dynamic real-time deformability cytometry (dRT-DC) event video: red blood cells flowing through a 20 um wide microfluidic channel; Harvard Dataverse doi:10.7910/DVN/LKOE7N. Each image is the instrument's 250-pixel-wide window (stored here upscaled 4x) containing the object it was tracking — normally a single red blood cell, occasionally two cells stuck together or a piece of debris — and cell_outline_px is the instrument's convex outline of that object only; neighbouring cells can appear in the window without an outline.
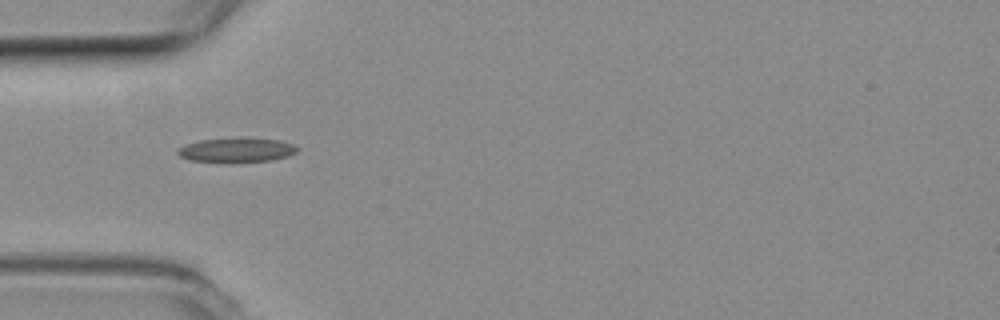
{"species": "common noctule bat (a hibernating species)", "species_latin": "Nyctalus noctula", "temperature_condition": "room temperature", "stored_images_in_passage": 4, "camera_frame_rate_fps": 3000, "um_per_image_px": 0.085, "animal": {"sex": "female", "body_mass_g": 19.3, "forearm_length_mm": 54.1}, "frame": {"image": 1, "passage_image": 1, "time_ms": 0.0, "image_size_px": [1000, 320], "cell_outline_px": [[300, 148], [296, 152], [288, 156], [272, 160], [192, 160], [180, 156], [176, 152], [180, 148], [188, 144], [200, 140], [248, 136], [280, 140], [292, 144]], "centroid_in_image_um": [20.2, 12.69], "position_along_channel_um": 64.8, "area_um2": 16.53}}
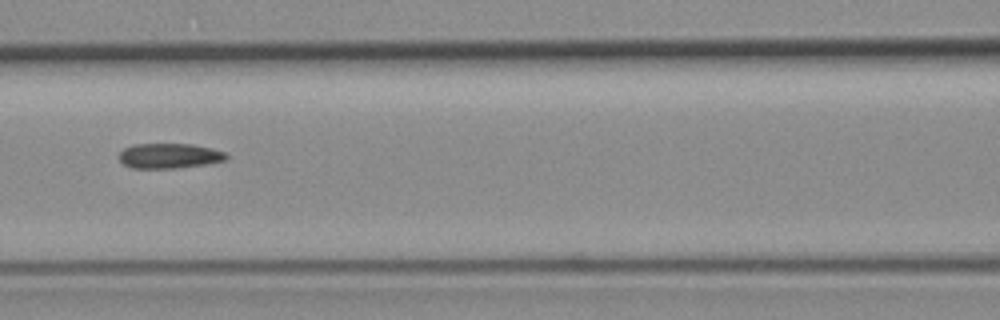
{"frame": {"image": 2, "passage_image": 3, "time_ms": 0.667, "image_size_px": [1000, 320], "cell_outline_px": [[228, 156], [224, 160], [208, 164], [176, 168], [132, 168], [124, 164], [120, 160], [120, 152], [124, 148], [132, 144], [192, 144], [212, 148], [224, 152]], "centroid_in_image_um": [14.39, 13.24], "position_along_channel_um": 152.2, "area_um2": 15.61}}
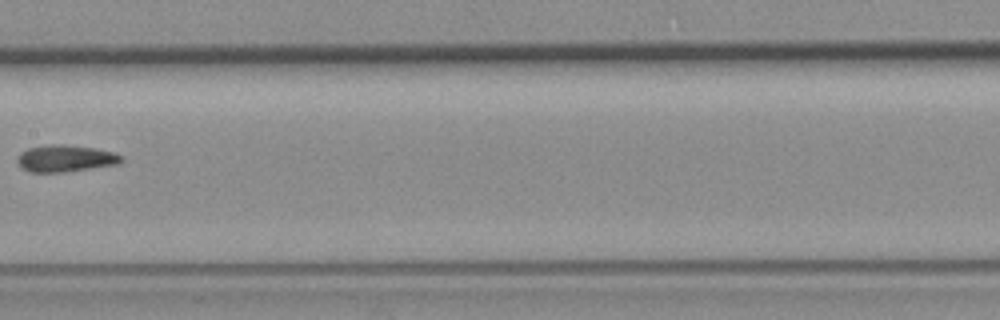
{"frame": {"image": 3, "passage_image": 4, "time_ms": 1.0, "image_size_px": [1000, 320], "cell_outline_px": [[124, 160], [120, 164], [64, 172], [32, 172], [24, 168], [16, 160], [16, 156], [20, 152], [28, 148], [52, 144], [64, 144], [92, 148], [112, 152], [124, 156]], "centroid_in_image_um": [5.58, 13.46], "position_along_channel_um": 201.8, "area_um2": 16.24}}